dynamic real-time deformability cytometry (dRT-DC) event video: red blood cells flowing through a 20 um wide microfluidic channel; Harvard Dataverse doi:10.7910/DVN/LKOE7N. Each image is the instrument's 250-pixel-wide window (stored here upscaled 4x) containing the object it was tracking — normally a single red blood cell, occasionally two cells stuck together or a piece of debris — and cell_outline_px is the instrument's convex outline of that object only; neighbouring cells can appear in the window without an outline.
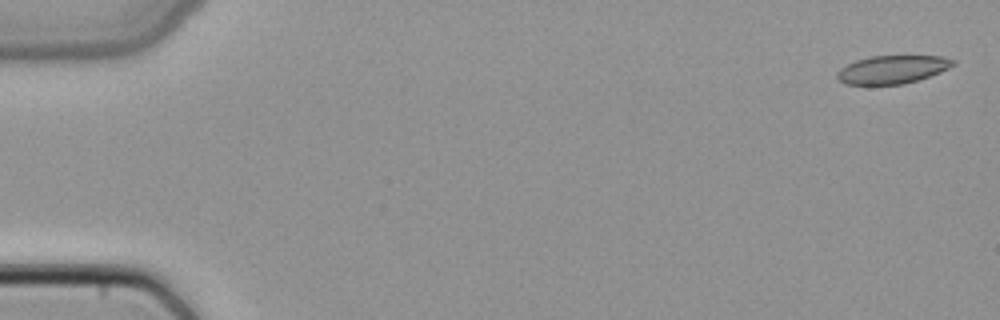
{"species": "common noctule bat (a hibernating species)", "species_latin": "Nyctalus noctula", "temperature_condition": "cold", "stored_images_in_passage": 6, "camera_frame_rate_fps": 3000, "um_per_image_px": 0.085, "animal": {"sex": "female", "body_mass_g": 22.7, "forearm_length_mm": 54.2}, "frame": {"image": 1, "passage_image": 1, "time_ms": 0.0, "image_size_px": [1000, 320], "cell_outline_px": [[956, 64], [940, 72], [904, 84], [844, 84], [836, 76], [836, 72], [840, 68], [856, 60], [872, 56], [944, 56], [956, 60]], "centroid_in_image_um": [75.86, 5.9], "position_along_channel_um": 9.1, "area_um2": 18.9}}
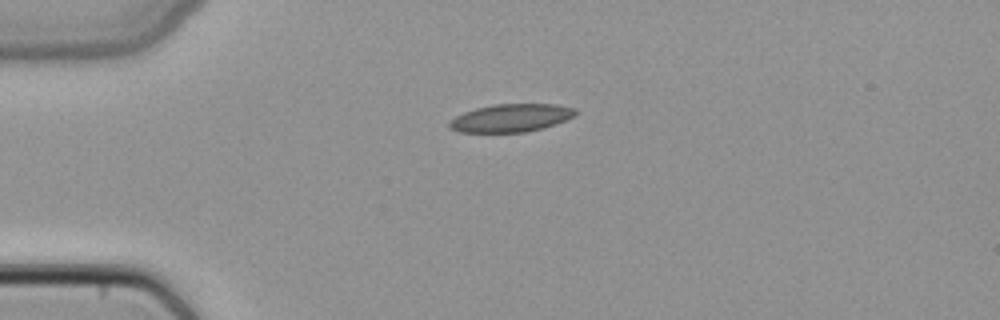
{"frame": {"image": 2, "passage_image": 4, "time_ms": 1.0, "image_size_px": [1000, 320], "cell_outline_px": [[576, 116], [556, 124], [544, 128], [524, 132], [460, 132], [448, 128], [448, 124], [456, 116], [464, 112], [476, 108], [492, 104], [556, 104], [576, 108]], "centroid_in_image_um": [43.46, 10.02], "position_along_channel_um": 41.5, "area_um2": 20.63}}
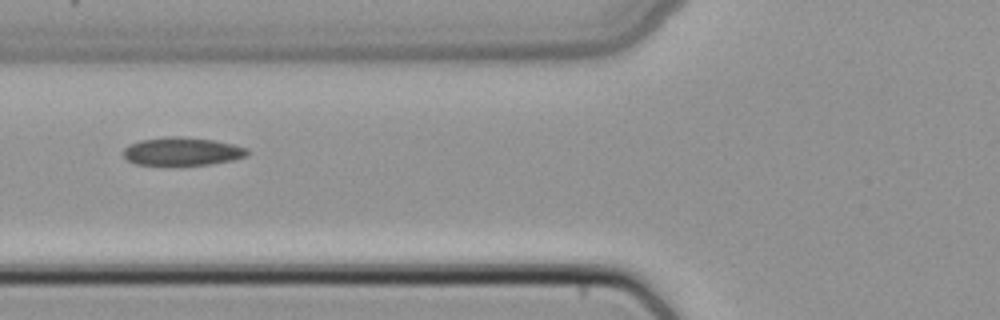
{"frame": {"image": 3, "passage_image": 6, "time_ms": 1.667, "image_size_px": [1000, 320], "cell_outline_px": [[248, 156], [232, 160], [208, 164], [180, 168], [164, 168], [136, 164], [128, 160], [124, 156], [124, 148], [128, 144], [140, 140], [168, 136], [176, 136], [212, 140], [232, 144], [248, 148]], "centroid_in_image_um": [15.43, 12.93], "position_along_channel_um": 110.4, "area_um2": 21.27}}